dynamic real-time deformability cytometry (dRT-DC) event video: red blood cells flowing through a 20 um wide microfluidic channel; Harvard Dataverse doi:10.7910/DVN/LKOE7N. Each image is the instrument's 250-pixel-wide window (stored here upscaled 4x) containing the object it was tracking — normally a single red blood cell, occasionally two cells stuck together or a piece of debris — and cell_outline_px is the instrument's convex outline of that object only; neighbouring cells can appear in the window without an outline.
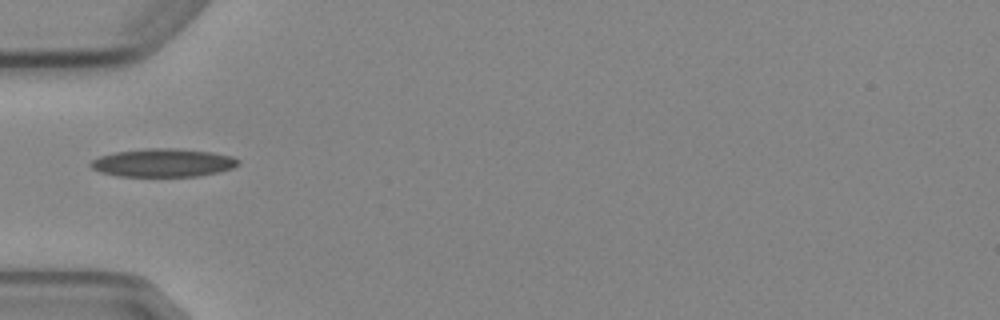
{"species": "Egyptian fruit bat (a non-hibernating species)", "species_latin": "Rousettus aegyptiacus", "temperature_condition": "cold", "stored_images_in_passage": 1, "camera_frame_rate_fps": 3000, "um_per_image_px": 0.085, "animal": {"sex": "female"}, "frame": {"image": 1, "passage_image": 1, "time_ms": 0.0, "image_size_px": [1000, 320], "cell_outline_px": [[240, 164], [232, 168], [220, 172], [200, 176], [116, 176], [100, 172], [92, 168], [88, 164], [92, 160], [100, 156], [116, 152], [144, 148], [176, 148], [212, 152], [232, 156], [240, 160]], "centroid_in_image_um": [13.88, 13.83], "position_along_channel_um": 71.1, "area_um2": 24.45}}